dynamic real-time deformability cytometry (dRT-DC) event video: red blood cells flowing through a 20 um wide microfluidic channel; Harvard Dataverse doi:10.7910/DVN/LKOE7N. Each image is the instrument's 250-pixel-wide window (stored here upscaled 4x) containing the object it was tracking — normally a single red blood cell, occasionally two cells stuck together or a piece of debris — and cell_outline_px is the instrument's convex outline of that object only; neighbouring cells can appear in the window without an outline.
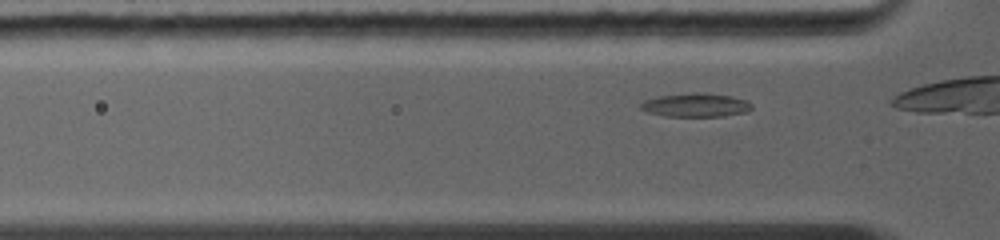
{"species": "common noctule bat (a hibernating species)", "species_latin": "Nyctalus noctula", "temperature_condition": "warm", "stored_images_in_passage": 16, "camera_frame_rate_fps": 5000, "um_per_image_px": 0.085, "animal": {"sex": "female", "body_mass_g": 19.0, "forearm_length_mm": 56.7}, "frame": {"image": 1, "passage_image": 3, "time_ms": 0.6, "image_size_px": [1000, 240], "cell_outline_px": [[752, 108], [748, 112], [724, 116], [664, 116], [648, 112], [640, 108], [640, 104], [644, 100], [660, 96], [692, 92], [700, 92], [732, 96], [748, 100], [752, 104]], "centroid_in_image_um": [59.18, 8.92], "position_along_channel_um": 66.6, "area_um2": 15.43}}
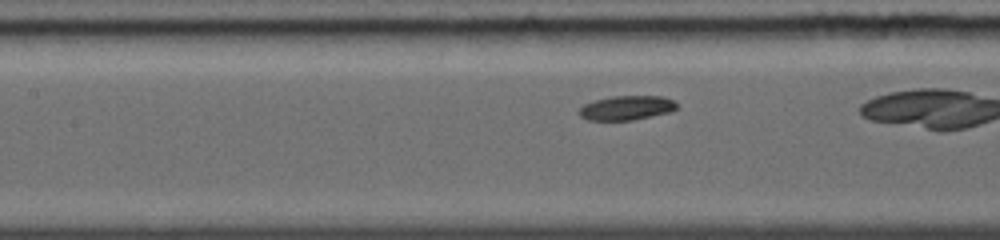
{"frame": {"image": 2, "passage_image": 10, "time_ms": 2.6, "image_size_px": [1000, 240], "cell_outline_px": [[676, 108], [672, 112], [632, 120], [588, 120], [580, 116], [576, 112], [584, 104], [596, 100], [612, 96], [664, 96], [672, 100], [676, 104]], "centroid_in_image_um": [53.24, 9.17], "position_along_channel_um": 154.2, "area_um2": 13.87}}